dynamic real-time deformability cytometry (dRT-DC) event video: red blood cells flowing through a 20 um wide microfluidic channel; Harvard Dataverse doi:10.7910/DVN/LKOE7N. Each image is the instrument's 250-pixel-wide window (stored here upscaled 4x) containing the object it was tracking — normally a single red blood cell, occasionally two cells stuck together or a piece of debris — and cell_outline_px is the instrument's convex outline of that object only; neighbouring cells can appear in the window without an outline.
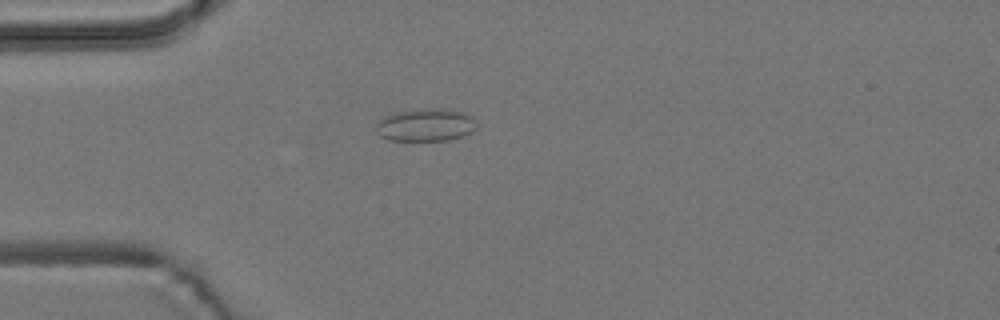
{"species": "common noctule bat (a hibernating species)", "species_latin": "Nyctalus noctula", "temperature_condition": "room temperature", "stored_images_in_passage": 40, "camera_frame_rate_fps": 3000, "um_per_image_px": 0.085, "animal": {"sex": "male", "body_mass_g": 19.2, "forearm_length_mm": 51.8}, "frame": {"image": 1, "passage_image": 1, "time_ms": 0.0, "image_size_px": [1000, 320], "cell_outline_px": [[476, 128], [472, 132], [448, 140], [388, 140], [380, 136], [376, 132], [376, 124], [384, 116], [400, 112], [428, 108], [444, 108], [464, 112], [472, 116], [476, 124]], "centroid_in_image_um": [36.19, 10.62], "position_along_channel_um": 48.8, "area_um2": 19.07}}
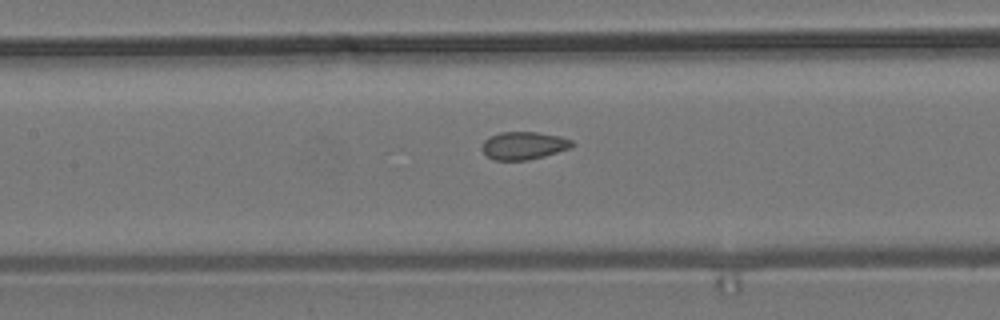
{"frame": {"image": 2, "passage_image": 11, "time_ms": 3.333, "image_size_px": [1000, 320], "cell_outline_px": [[576, 144], [572, 148], [544, 156], [528, 160], [496, 160], [488, 156], [480, 148], [484, 140], [488, 136], [500, 132], [536, 132], [560, 136], [572, 140]], "centroid_in_image_um": [44.53, 12.36], "position_along_channel_um": 162.9, "area_um2": 14.74}}
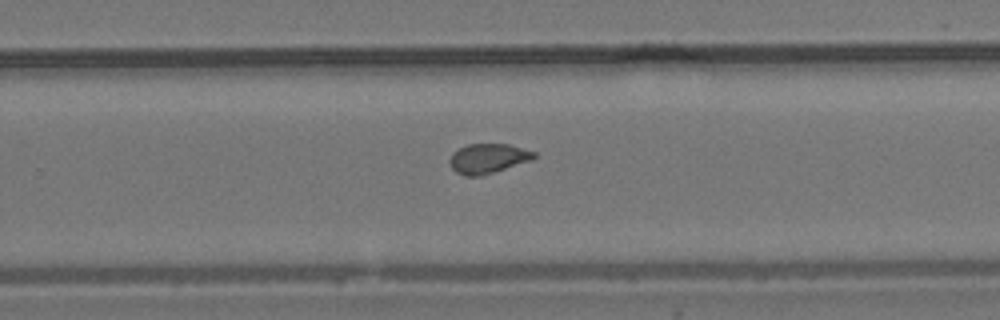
{"frame": {"image": 3, "passage_image": 21, "time_ms": 6.667, "image_size_px": [1000, 320], "cell_outline_px": [[536, 156], [532, 160], [480, 176], [464, 176], [456, 172], [452, 168], [448, 160], [452, 152], [468, 144], [508, 144], [536, 152]], "centroid_in_image_um": [41.46, 13.47], "position_along_channel_um": 288.3, "area_um2": 14.57}, "authors_computed_cell_mechanics": {"area_um2": 14.5367, "velocity_mm_per_s": 3.7792, "shape_relaxation_time_tau1_ms": null, "shape_relaxation_time_tau2_ms": 1.1664, "deformation_change_tau1": null, "deformation_change_tau2": 0.0588}}